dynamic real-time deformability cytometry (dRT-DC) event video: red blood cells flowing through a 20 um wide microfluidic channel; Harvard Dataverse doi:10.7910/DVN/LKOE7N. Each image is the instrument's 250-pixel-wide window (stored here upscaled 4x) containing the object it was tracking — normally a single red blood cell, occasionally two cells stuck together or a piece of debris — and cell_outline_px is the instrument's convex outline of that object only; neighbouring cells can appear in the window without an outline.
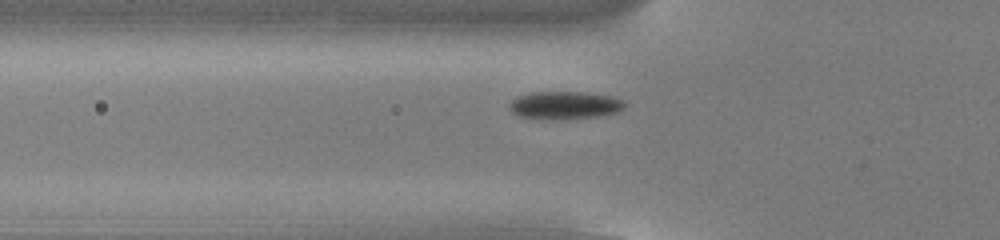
{"species": "common noctule bat (a hibernating species)", "species_latin": "Nyctalus noctula", "temperature_condition": "cold", "stored_images_in_passage": 47, "camera_frame_rate_fps": 3000, "um_per_image_px": 0.085, "animal": {"sex": "male", "body_mass_g": 13.0, "forearm_length_mm": 53.1}, "frame": {"image": 1, "passage_image": 12, "time_ms": 3.667, "image_size_px": [1000, 240], "cell_outline_px": [[628, 104], [624, 108], [616, 112], [596, 116], [540, 120], [520, 116], [512, 112], [508, 108], [508, 104], [516, 96], [532, 92], [584, 92], [612, 96], [624, 100]], "centroid_in_image_um": [47.97, 8.93], "position_along_channel_um": 77.8, "area_um2": 18.79}}
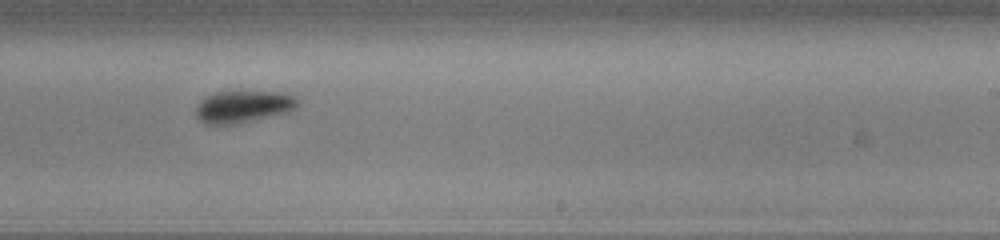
{"frame": {"image": 2, "passage_image": 27, "time_ms": 8.667, "image_size_px": [1000, 240], "cell_outline_px": [[300, 100], [288, 112], [236, 124], [204, 124], [196, 116], [196, 104], [204, 96], [216, 92], [280, 92], [296, 96]], "centroid_in_image_um": [20.62, 9.06], "position_along_channel_um": 268.4, "area_um2": 18.96}}
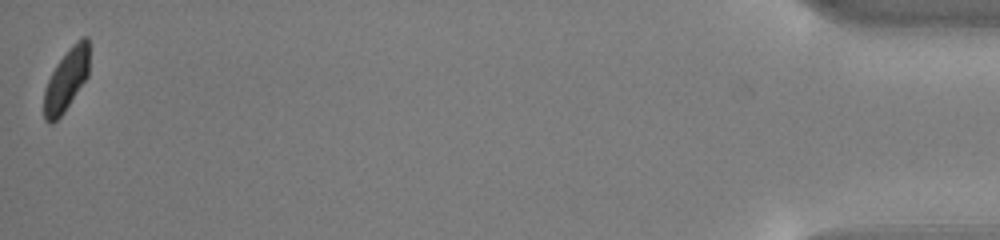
{"frame": {"image": 3, "passage_image": 47, "time_ms": 15.333, "image_size_px": [1000, 240], "cell_outline_px": [[88, 76], [64, 112], [52, 124], [48, 124], [44, 120], [44, 88], [56, 64], [68, 48], [76, 40], [84, 36], [88, 36]], "centroid_in_image_um": [5.62, 6.79], "position_along_channel_um": 429.6, "area_um2": 16.42}}